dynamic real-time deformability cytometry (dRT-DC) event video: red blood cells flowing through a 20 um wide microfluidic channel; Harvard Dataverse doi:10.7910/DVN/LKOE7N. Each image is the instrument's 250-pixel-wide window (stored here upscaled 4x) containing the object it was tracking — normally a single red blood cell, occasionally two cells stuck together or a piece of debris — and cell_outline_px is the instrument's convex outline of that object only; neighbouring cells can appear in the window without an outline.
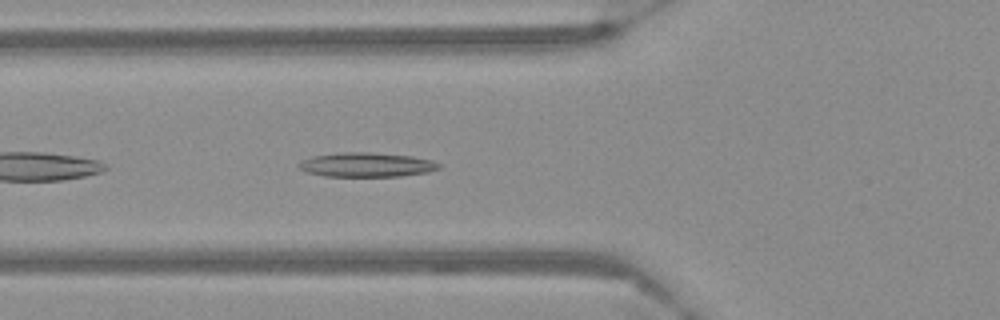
{"species": "Egyptian fruit bat (a non-hibernating species)", "species_latin": "Rousettus aegyptiacus", "temperature_condition": "warm", "stored_images_in_passage": 42, "camera_frame_rate_fps": 3000, "um_per_image_px": 0.085, "frame": {"image": 1, "passage_image": 6, "time_ms": 1.667, "image_size_px": [1000, 320], "cell_outline_px": [[440, 168], [428, 172], [400, 176], [324, 176], [308, 172], [300, 168], [296, 164], [312, 156], [344, 152], [372, 152], [412, 156], [432, 160], [440, 164]], "centroid_in_image_um": [31.18, 14.0], "position_along_channel_um": 94.6, "area_um2": 19.77}}
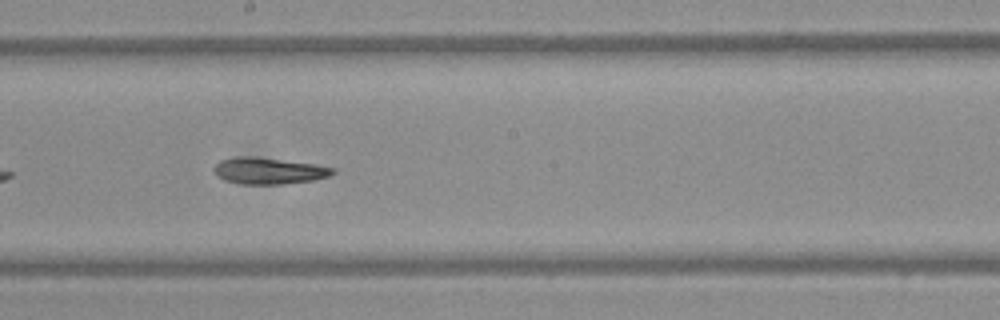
{"frame": {"image": 2, "passage_image": 17, "time_ms": 5.333, "image_size_px": [1000, 320], "cell_outline_px": [[336, 172], [332, 176], [312, 180], [284, 184], [240, 184], [224, 180], [216, 176], [212, 172], [212, 168], [220, 160], [236, 156], [248, 156], [316, 164], [336, 168]], "centroid_in_image_um": [22.83, 14.52], "position_along_channel_um": 225.4, "area_um2": 18.55}}
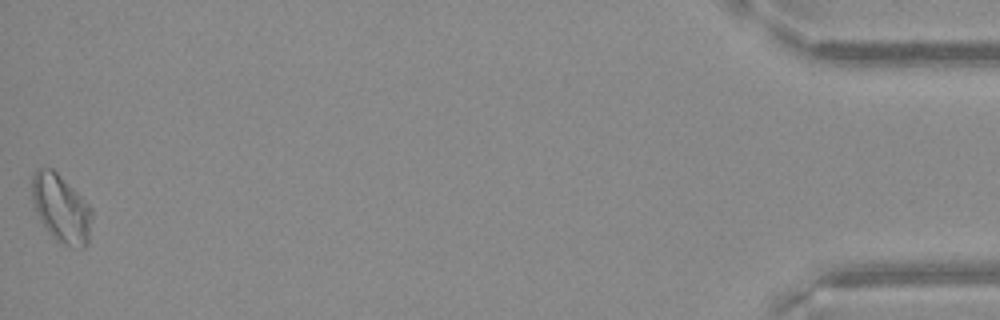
{"frame": {"image": 3, "passage_image": 42, "time_ms": 13.667, "image_size_px": [1000, 320], "cell_outline_px": [[92, 216], [88, 244], [84, 248], [80, 248], [60, 244], [52, 236], [40, 220], [32, 204], [32, 176], [36, 168], [52, 168], [92, 208]], "centroid_in_image_um": [5.18, 17.74], "position_along_channel_um": 430.0, "area_um2": 23.64}}